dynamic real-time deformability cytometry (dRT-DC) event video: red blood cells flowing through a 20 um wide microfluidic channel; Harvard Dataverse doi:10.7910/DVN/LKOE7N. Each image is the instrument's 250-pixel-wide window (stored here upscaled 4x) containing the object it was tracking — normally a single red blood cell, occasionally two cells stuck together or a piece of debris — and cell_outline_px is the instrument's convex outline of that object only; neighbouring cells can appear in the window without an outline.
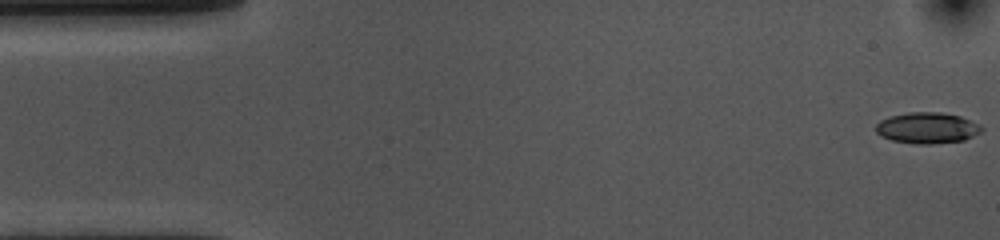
{"species": "common noctule bat (a hibernating species)", "species_latin": "Nyctalus noctula", "temperature_condition": "cold", "stored_images_in_passage": 54, "camera_frame_rate_fps": 3000, "um_per_image_px": 0.085, "animal": {"sex": "female", "body_mass_g": 10.0, "forearm_length_mm": 53.1}, "frame": {"image": 1, "passage_image": 1, "time_ms": 0.0, "image_size_px": [1000, 240], "cell_outline_px": [[984, 128], [980, 132], [964, 140], [932, 144], [916, 144], [892, 140], [880, 136], [876, 132], [876, 124], [880, 120], [888, 116], [908, 112], [940, 112], [960, 116], [980, 124]], "centroid_in_image_um": [78.79, 10.87], "position_along_channel_um": 6.2, "area_um2": 19.25}}
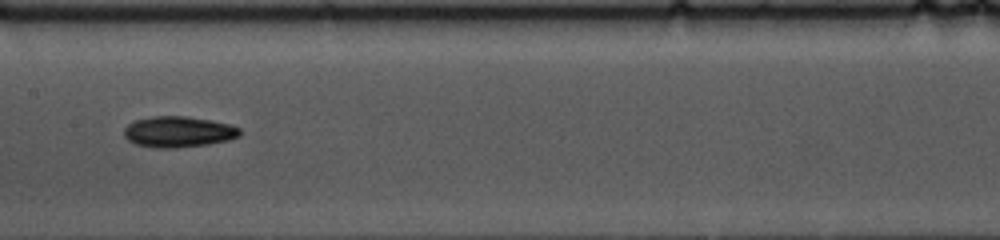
{"frame": {"image": 2, "passage_image": 26, "time_ms": 8.333, "image_size_px": [1000, 240], "cell_outline_px": [[240, 136], [228, 140], [208, 144], [176, 148], [156, 148], [136, 144], [128, 140], [124, 136], [124, 128], [128, 124], [136, 120], [152, 116], [184, 116], [212, 120], [228, 124], [240, 128]], "centroid_in_image_um": [15.16, 11.2], "position_along_channel_um": 192.2, "area_um2": 20.87}}
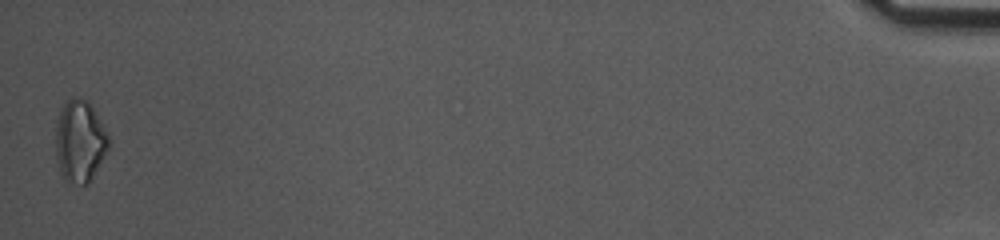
{"frame": {"image": 3, "passage_image": 54, "time_ms": 17.667, "image_size_px": [1000, 240], "cell_outline_px": [[108, 148], [88, 184], [80, 184], [64, 180], [60, 172], [56, 156], [56, 120], [60, 108], [72, 96], [80, 96], [88, 100], [108, 136]], "centroid_in_image_um": [6.74, 11.97], "position_along_channel_um": 428.5, "area_um2": 25.09}, "authors_computed_cell_mechanics": {"area_um2": 19.2185, "velocity_mm_per_s": 3.6111, "shape_relaxation_time_tau1_ms": 5.3842, "shape_relaxation_time_tau2_ms": null, "deformation_change_tau1": 0.1411, "deformation_change_tau2": null}}